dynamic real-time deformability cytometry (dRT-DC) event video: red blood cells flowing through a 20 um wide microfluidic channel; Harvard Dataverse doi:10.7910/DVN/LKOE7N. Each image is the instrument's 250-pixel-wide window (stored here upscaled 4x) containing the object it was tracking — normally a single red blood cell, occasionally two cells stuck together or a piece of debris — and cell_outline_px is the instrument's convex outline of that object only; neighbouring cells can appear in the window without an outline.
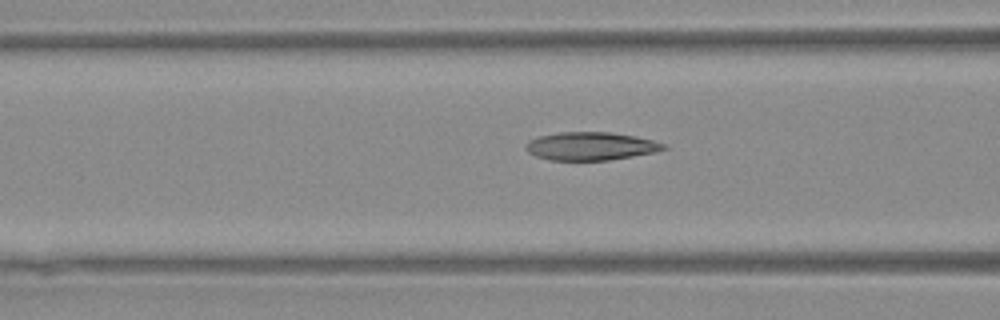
{"species": "Egyptian fruit bat (a non-hibernating species)", "species_latin": "Rousettus aegyptiacus", "temperature_condition": "warm", "stored_images_in_passage": 12, "camera_frame_rate_fps": 3000, "um_per_image_px": 0.085, "animal": {"sex": "female"}, "frame": {"image": 1, "passage_image": 6, "time_ms": 1.667, "image_size_px": [1000, 320], "cell_outline_px": [[668, 148], [656, 152], [608, 160], [552, 160], [536, 156], [528, 152], [528, 140], [540, 136], [560, 132], [608, 132], [636, 136], [652, 140], [664, 144]], "centroid_in_image_um": [50.25, 12.42], "position_along_channel_um": 116.4, "area_um2": 22.31}}
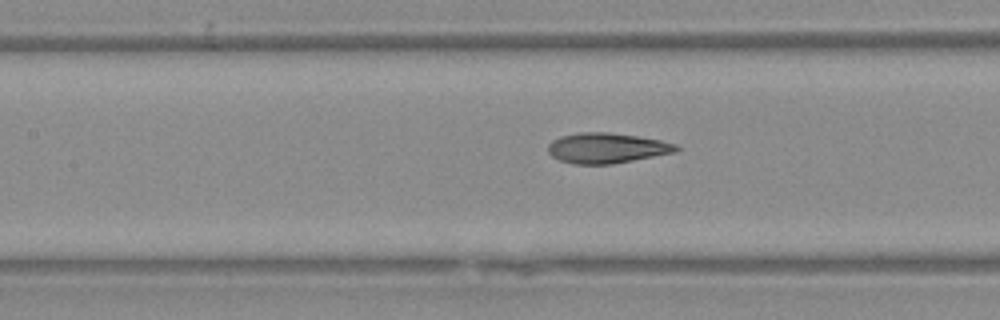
{"frame": {"image": 2, "passage_image": 9, "time_ms": 2.667, "image_size_px": [1000, 320], "cell_outline_px": [[680, 148], [672, 152], [612, 164], [576, 164], [560, 160], [552, 156], [548, 152], [548, 144], [552, 140], [560, 136], [576, 132], [608, 132], [636, 136], [660, 140], [676, 144]], "centroid_in_image_um": [51.51, 12.57], "position_along_channel_um": 155.9, "area_um2": 22.37}}